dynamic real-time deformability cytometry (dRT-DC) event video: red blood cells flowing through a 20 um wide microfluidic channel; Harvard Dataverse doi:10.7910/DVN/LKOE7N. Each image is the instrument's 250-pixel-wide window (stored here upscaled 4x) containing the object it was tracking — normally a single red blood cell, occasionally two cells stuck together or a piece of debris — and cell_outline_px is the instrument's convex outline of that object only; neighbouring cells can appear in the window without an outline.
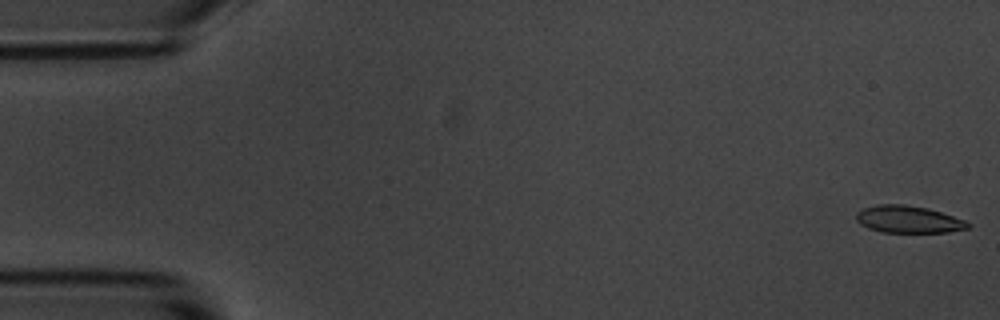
{"species": "common noctule bat (a hibernating species)", "species_latin": "Nyctalus noctula", "temperature_condition": "room temperature", "stored_images_in_passage": 55, "camera_frame_rate_fps": 3000, "um_per_image_px": 0.085, "animal": {"sex": "male", "body_mass_g": 20.1, "forearm_length_mm": 53.5}, "frame": {"image": 1, "passage_image": 1, "time_ms": 0.0, "image_size_px": [1000, 320], "cell_outline_px": [[972, 224], [968, 228], [948, 232], [880, 232], [868, 228], [860, 224], [856, 220], [856, 212], [864, 208], [876, 204], [904, 204], [928, 208], [964, 220]], "centroid_in_image_um": [77.18, 18.64], "position_along_channel_um": 7.8, "area_um2": 17.69}}
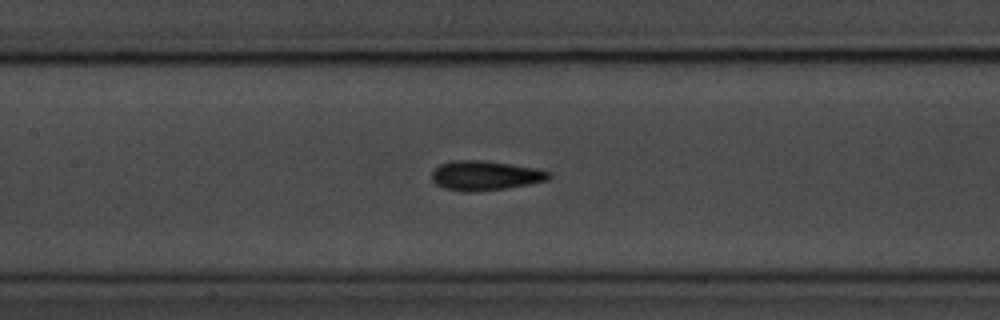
{"frame": {"image": 2, "passage_image": 25, "time_ms": 8.0, "image_size_px": [1000, 320], "cell_outline_px": [[552, 176], [548, 180], [528, 184], [504, 188], [476, 192], [460, 192], [444, 188], [436, 184], [432, 180], [432, 172], [440, 164], [452, 160], [484, 160], [536, 168], [548, 172]], "centroid_in_image_um": [41.2, 14.92], "position_along_channel_um": 166.2, "area_um2": 20.17}}
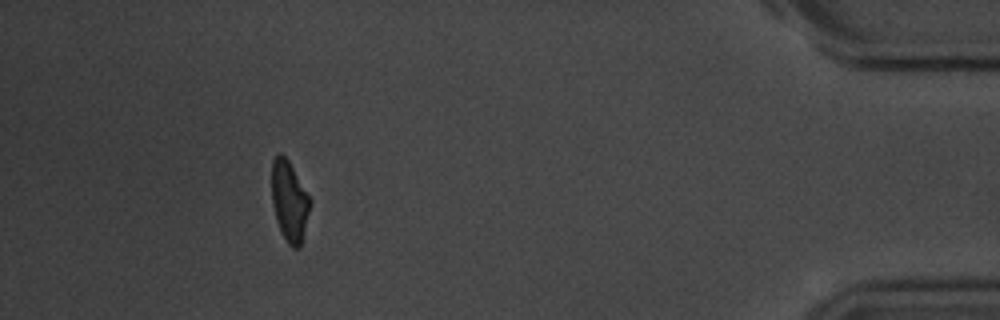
{"frame": {"image": 3, "passage_image": 50, "time_ms": 16.333, "image_size_px": [1000, 320], "cell_outline_px": [[312, 204], [300, 248], [292, 248], [288, 244], [276, 220], [272, 204], [272, 160], [280, 152], [288, 160], [312, 200]], "centroid_in_image_um": [24.62, 17.11], "position_along_channel_um": 410.6, "area_um2": 18.03}, "authors_computed_cell_mechanics": {"area_um2": 19.0162, "velocity_mm_per_s": 3.6441, "shape_relaxation_time_tau1_ms": 3.0771, "shape_relaxation_time_tau2_ms": 1.3504, "deformation_change_tau1": 0.1328, "deformation_change_tau2": 0.074}}